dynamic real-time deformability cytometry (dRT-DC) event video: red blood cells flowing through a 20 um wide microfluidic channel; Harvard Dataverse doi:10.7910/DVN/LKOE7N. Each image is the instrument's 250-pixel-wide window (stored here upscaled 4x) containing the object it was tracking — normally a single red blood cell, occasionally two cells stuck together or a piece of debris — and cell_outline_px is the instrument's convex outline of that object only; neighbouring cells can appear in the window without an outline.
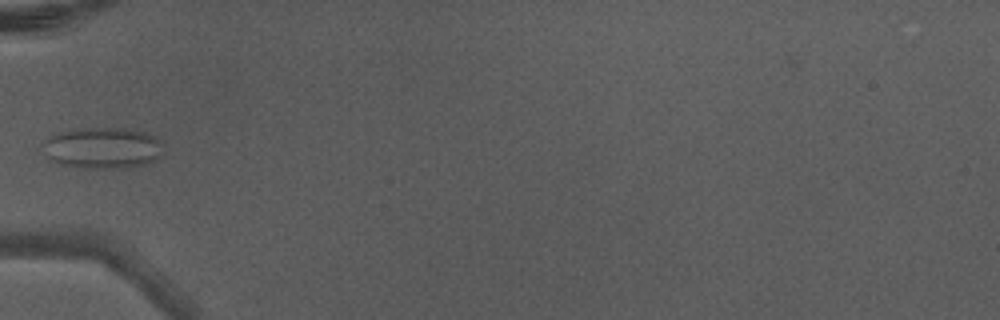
{"species": "Egyptian fruit bat (a non-hibernating species)", "species_latin": "Rousettus aegyptiacus", "temperature_condition": "warm", "stored_images_in_passage": 4, "camera_frame_rate_fps": 3000, "um_per_image_px": 0.085, "animal": {"sex": "male"}, "frame": {"image": 1, "passage_image": 4, "time_ms": 1.0, "image_size_px": [1000, 320], "cell_outline_px": [[164, 156], [148, 164], [128, 168], [84, 168], [60, 164], [52, 160], [48, 156], [40, 144], [44, 140], [60, 132], [76, 128], [124, 128], [148, 132], [156, 136], [164, 144]], "centroid_in_image_um": [8.81, 12.58], "position_along_channel_um": 76.2, "area_um2": 29.65}}